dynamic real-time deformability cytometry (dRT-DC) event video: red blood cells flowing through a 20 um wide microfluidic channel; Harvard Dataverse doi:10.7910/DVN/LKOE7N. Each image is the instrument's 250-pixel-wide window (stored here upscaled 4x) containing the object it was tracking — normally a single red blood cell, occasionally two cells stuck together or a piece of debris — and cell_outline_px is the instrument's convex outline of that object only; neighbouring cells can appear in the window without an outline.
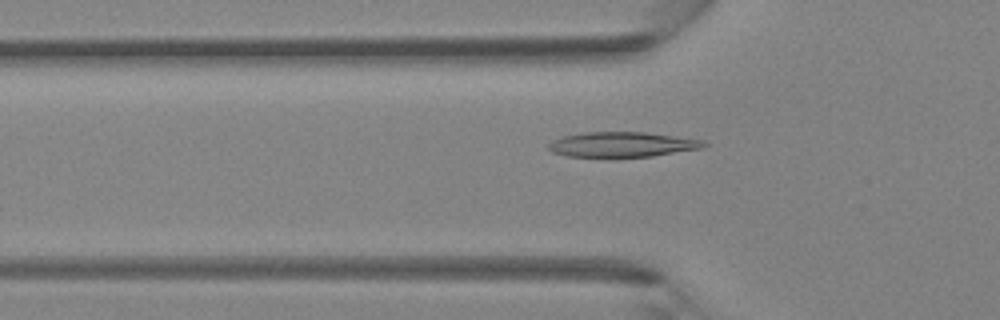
{"species": "Egyptian fruit bat (a non-hibernating species)", "species_latin": "Rousettus aegyptiacus", "temperature_condition": "room temperature", "stored_images_in_passage": 34, "camera_frame_rate_fps": 3000, "um_per_image_px": 0.085, "animal": {"sex": "female"}, "frame": {"image": 1, "passage_image": 5, "time_ms": 1.333, "image_size_px": [1000, 320], "cell_outline_px": [[708, 144], [704, 148], [652, 156], [612, 160], [568, 156], [552, 152], [548, 148], [548, 144], [552, 140], [564, 136], [584, 132], [644, 132], [704, 140]], "centroid_in_image_um": [52.86, 12.33], "position_along_channel_um": 72.9, "area_um2": 23.64}}
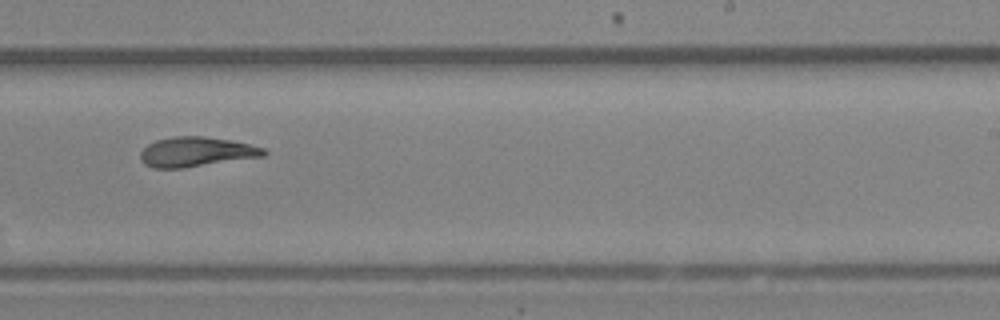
{"frame": {"image": 2, "passage_image": 18, "time_ms": 5.667, "image_size_px": [1000, 320], "cell_outline_px": [[268, 152], [264, 156], [184, 168], [152, 168], [144, 164], [140, 160], [140, 152], [148, 144], [156, 140], [176, 136], [204, 136], [232, 140], [264, 148]], "centroid_in_image_um": [16.67, 12.91], "position_along_channel_um": 272.3, "area_um2": 21.44}}
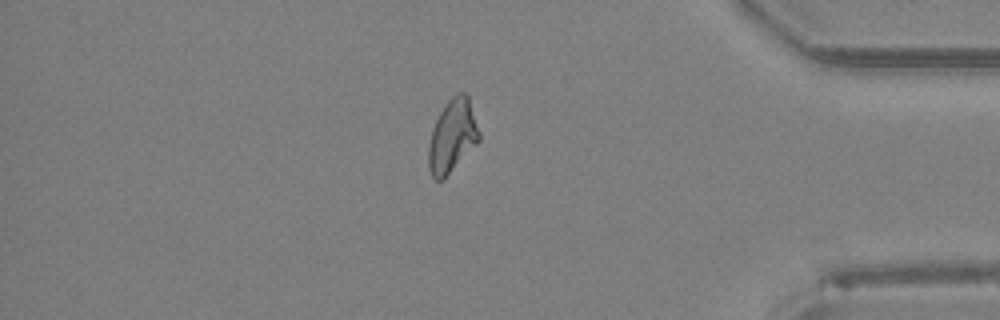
{"frame": {"image": 3, "passage_image": 28, "time_ms": 9.0, "image_size_px": [1000, 320], "cell_outline_px": [[480, 140], [444, 180], [436, 180], [432, 176], [428, 168], [428, 144], [432, 128], [440, 112], [448, 100], [452, 96], [460, 92], [464, 92], [468, 96], [480, 132]], "centroid_in_image_um": [38.44, 11.59], "position_along_channel_um": 396.8, "area_um2": 21.62}}